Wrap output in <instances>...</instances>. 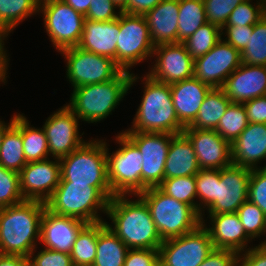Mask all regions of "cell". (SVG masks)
I'll use <instances>...</instances> for the list:
<instances>
[{"mask_svg":"<svg viewBox=\"0 0 266 266\" xmlns=\"http://www.w3.org/2000/svg\"><path fill=\"white\" fill-rule=\"evenodd\" d=\"M114 195L108 202L106 226L129 249L158 250L163 243L146 203L138 196ZM113 224V225H112Z\"/></svg>","mask_w":266,"mask_h":266,"instance_id":"1","label":"cell"},{"mask_svg":"<svg viewBox=\"0 0 266 266\" xmlns=\"http://www.w3.org/2000/svg\"><path fill=\"white\" fill-rule=\"evenodd\" d=\"M46 205L36 200L0 208V254L28 258L37 249Z\"/></svg>","mask_w":266,"mask_h":266,"instance_id":"2","label":"cell"},{"mask_svg":"<svg viewBox=\"0 0 266 266\" xmlns=\"http://www.w3.org/2000/svg\"><path fill=\"white\" fill-rule=\"evenodd\" d=\"M138 79L131 71L123 70L112 80L74 88L66 106L82 121L100 122L112 114Z\"/></svg>","mask_w":266,"mask_h":266,"instance_id":"3","label":"cell"},{"mask_svg":"<svg viewBox=\"0 0 266 266\" xmlns=\"http://www.w3.org/2000/svg\"><path fill=\"white\" fill-rule=\"evenodd\" d=\"M144 94L132 127L122 132H151L181 134L185 127L179 122L171 96L169 84L160 83L148 74L142 79Z\"/></svg>","mask_w":266,"mask_h":266,"instance_id":"4","label":"cell"},{"mask_svg":"<svg viewBox=\"0 0 266 266\" xmlns=\"http://www.w3.org/2000/svg\"><path fill=\"white\" fill-rule=\"evenodd\" d=\"M113 196L110 187L59 182L45 205L55 214L74 217L87 224H93L104 221L98 211L106 213L108 202Z\"/></svg>","mask_w":266,"mask_h":266,"instance_id":"5","label":"cell"},{"mask_svg":"<svg viewBox=\"0 0 266 266\" xmlns=\"http://www.w3.org/2000/svg\"><path fill=\"white\" fill-rule=\"evenodd\" d=\"M149 208L162 241L182 236L195 230L201 215L191 206L164 193L159 187H150L138 194Z\"/></svg>","mask_w":266,"mask_h":266,"instance_id":"6","label":"cell"},{"mask_svg":"<svg viewBox=\"0 0 266 266\" xmlns=\"http://www.w3.org/2000/svg\"><path fill=\"white\" fill-rule=\"evenodd\" d=\"M60 182L110 187L108 180L106 142L86 141L80 148L60 159Z\"/></svg>","mask_w":266,"mask_h":266,"instance_id":"7","label":"cell"},{"mask_svg":"<svg viewBox=\"0 0 266 266\" xmlns=\"http://www.w3.org/2000/svg\"><path fill=\"white\" fill-rule=\"evenodd\" d=\"M115 138L121 147L112 154L106 143L108 180L112 194L138 195L142 192V155L123 132L120 131Z\"/></svg>","mask_w":266,"mask_h":266,"instance_id":"8","label":"cell"},{"mask_svg":"<svg viewBox=\"0 0 266 266\" xmlns=\"http://www.w3.org/2000/svg\"><path fill=\"white\" fill-rule=\"evenodd\" d=\"M119 30L120 34L116 44V63L123 70L129 71L135 64L153 58L155 46L151 41L149 27L144 15L121 12Z\"/></svg>","mask_w":266,"mask_h":266,"instance_id":"9","label":"cell"},{"mask_svg":"<svg viewBox=\"0 0 266 266\" xmlns=\"http://www.w3.org/2000/svg\"><path fill=\"white\" fill-rule=\"evenodd\" d=\"M38 13H42L46 32L58 52L79 44L85 20L83 14L63 0L40 1Z\"/></svg>","mask_w":266,"mask_h":266,"instance_id":"10","label":"cell"},{"mask_svg":"<svg viewBox=\"0 0 266 266\" xmlns=\"http://www.w3.org/2000/svg\"><path fill=\"white\" fill-rule=\"evenodd\" d=\"M60 53L67 61L66 75L73 89L112 80L123 71L115 60L77 46L64 49Z\"/></svg>","mask_w":266,"mask_h":266,"instance_id":"11","label":"cell"},{"mask_svg":"<svg viewBox=\"0 0 266 266\" xmlns=\"http://www.w3.org/2000/svg\"><path fill=\"white\" fill-rule=\"evenodd\" d=\"M208 230L200 224L182 236L163 241L159 247L161 266H199L213 251Z\"/></svg>","mask_w":266,"mask_h":266,"instance_id":"12","label":"cell"},{"mask_svg":"<svg viewBox=\"0 0 266 266\" xmlns=\"http://www.w3.org/2000/svg\"><path fill=\"white\" fill-rule=\"evenodd\" d=\"M139 149L142 158V192L158 187L164 179V167L174 134L123 132Z\"/></svg>","mask_w":266,"mask_h":266,"instance_id":"13","label":"cell"},{"mask_svg":"<svg viewBox=\"0 0 266 266\" xmlns=\"http://www.w3.org/2000/svg\"><path fill=\"white\" fill-rule=\"evenodd\" d=\"M223 39L194 60V77L211 88H222L225 80L242 64L241 52Z\"/></svg>","mask_w":266,"mask_h":266,"instance_id":"14","label":"cell"},{"mask_svg":"<svg viewBox=\"0 0 266 266\" xmlns=\"http://www.w3.org/2000/svg\"><path fill=\"white\" fill-rule=\"evenodd\" d=\"M78 127L79 118L66 105L47 118L42 128L51 157L61 159L86 142L79 135Z\"/></svg>","mask_w":266,"mask_h":266,"instance_id":"15","label":"cell"},{"mask_svg":"<svg viewBox=\"0 0 266 266\" xmlns=\"http://www.w3.org/2000/svg\"><path fill=\"white\" fill-rule=\"evenodd\" d=\"M155 64L147 73L152 79L173 84L194 77V59L183 43L155 46Z\"/></svg>","mask_w":266,"mask_h":266,"instance_id":"16","label":"cell"},{"mask_svg":"<svg viewBox=\"0 0 266 266\" xmlns=\"http://www.w3.org/2000/svg\"><path fill=\"white\" fill-rule=\"evenodd\" d=\"M251 169L231 164L220 169V183H217L216 201L207 209L209 215L237 213L248 200V186Z\"/></svg>","mask_w":266,"mask_h":266,"instance_id":"17","label":"cell"},{"mask_svg":"<svg viewBox=\"0 0 266 266\" xmlns=\"http://www.w3.org/2000/svg\"><path fill=\"white\" fill-rule=\"evenodd\" d=\"M53 160L29 162L19 172L20 192L24 200L45 203L51 197L61 178L60 159Z\"/></svg>","mask_w":266,"mask_h":266,"instance_id":"18","label":"cell"},{"mask_svg":"<svg viewBox=\"0 0 266 266\" xmlns=\"http://www.w3.org/2000/svg\"><path fill=\"white\" fill-rule=\"evenodd\" d=\"M192 143L200 169H222L232 164L231 144L216 130L185 127L182 132Z\"/></svg>","mask_w":266,"mask_h":266,"instance_id":"19","label":"cell"},{"mask_svg":"<svg viewBox=\"0 0 266 266\" xmlns=\"http://www.w3.org/2000/svg\"><path fill=\"white\" fill-rule=\"evenodd\" d=\"M87 225L74 217L58 215L46 207L40 224L39 243L44 248L70 254L77 235Z\"/></svg>","mask_w":266,"mask_h":266,"instance_id":"20","label":"cell"},{"mask_svg":"<svg viewBox=\"0 0 266 266\" xmlns=\"http://www.w3.org/2000/svg\"><path fill=\"white\" fill-rule=\"evenodd\" d=\"M231 103H244L266 95V66L241 64L222 86Z\"/></svg>","mask_w":266,"mask_h":266,"instance_id":"21","label":"cell"},{"mask_svg":"<svg viewBox=\"0 0 266 266\" xmlns=\"http://www.w3.org/2000/svg\"><path fill=\"white\" fill-rule=\"evenodd\" d=\"M208 217L212 227H207L205 220L201 221L208 230L215 249H229L238 254L249 249L248 242L252 239L246 234L237 213H220Z\"/></svg>","mask_w":266,"mask_h":266,"instance_id":"22","label":"cell"},{"mask_svg":"<svg viewBox=\"0 0 266 266\" xmlns=\"http://www.w3.org/2000/svg\"><path fill=\"white\" fill-rule=\"evenodd\" d=\"M232 164L249 169L258 167L266 160V124L249 123L238 138L231 144Z\"/></svg>","mask_w":266,"mask_h":266,"instance_id":"23","label":"cell"},{"mask_svg":"<svg viewBox=\"0 0 266 266\" xmlns=\"http://www.w3.org/2000/svg\"><path fill=\"white\" fill-rule=\"evenodd\" d=\"M170 89L176 116L187 127L195 120L211 87L192 77L170 84Z\"/></svg>","mask_w":266,"mask_h":266,"instance_id":"24","label":"cell"},{"mask_svg":"<svg viewBox=\"0 0 266 266\" xmlns=\"http://www.w3.org/2000/svg\"><path fill=\"white\" fill-rule=\"evenodd\" d=\"M119 34V17L104 22L85 19L77 47L116 61V44Z\"/></svg>","mask_w":266,"mask_h":266,"instance_id":"25","label":"cell"},{"mask_svg":"<svg viewBox=\"0 0 266 266\" xmlns=\"http://www.w3.org/2000/svg\"><path fill=\"white\" fill-rule=\"evenodd\" d=\"M144 17L154 46L178 43L179 0H162Z\"/></svg>","mask_w":266,"mask_h":266,"instance_id":"26","label":"cell"},{"mask_svg":"<svg viewBox=\"0 0 266 266\" xmlns=\"http://www.w3.org/2000/svg\"><path fill=\"white\" fill-rule=\"evenodd\" d=\"M200 170L190 140L183 134L174 135L164 167V179L196 175Z\"/></svg>","mask_w":266,"mask_h":266,"instance_id":"27","label":"cell"},{"mask_svg":"<svg viewBox=\"0 0 266 266\" xmlns=\"http://www.w3.org/2000/svg\"><path fill=\"white\" fill-rule=\"evenodd\" d=\"M129 248L106 226L98 222L96 257L92 266H124Z\"/></svg>","mask_w":266,"mask_h":266,"instance_id":"28","label":"cell"},{"mask_svg":"<svg viewBox=\"0 0 266 266\" xmlns=\"http://www.w3.org/2000/svg\"><path fill=\"white\" fill-rule=\"evenodd\" d=\"M27 164L22 142V114L14 113V124L6 131L0 148V165L20 172Z\"/></svg>","mask_w":266,"mask_h":266,"instance_id":"29","label":"cell"},{"mask_svg":"<svg viewBox=\"0 0 266 266\" xmlns=\"http://www.w3.org/2000/svg\"><path fill=\"white\" fill-rule=\"evenodd\" d=\"M231 100L222 88H211L199 108L195 120L187 127L200 130H215Z\"/></svg>","mask_w":266,"mask_h":266,"instance_id":"30","label":"cell"},{"mask_svg":"<svg viewBox=\"0 0 266 266\" xmlns=\"http://www.w3.org/2000/svg\"><path fill=\"white\" fill-rule=\"evenodd\" d=\"M206 23L203 0H179L178 43H183Z\"/></svg>","mask_w":266,"mask_h":266,"instance_id":"31","label":"cell"},{"mask_svg":"<svg viewBox=\"0 0 266 266\" xmlns=\"http://www.w3.org/2000/svg\"><path fill=\"white\" fill-rule=\"evenodd\" d=\"M38 11V0H0V28L9 34L25 18L38 14Z\"/></svg>","mask_w":266,"mask_h":266,"instance_id":"32","label":"cell"},{"mask_svg":"<svg viewBox=\"0 0 266 266\" xmlns=\"http://www.w3.org/2000/svg\"><path fill=\"white\" fill-rule=\"evenodd\" d=\"M98 223L87 224L77 235L70 253L73 266H92L96 257Z\"/></svg>","mask_w":266,"mask_h":266,"instance_id":"33","label":"cell"},{"mask_svg":"<svg viewBox=\"0 0 266 266\" xmlns=\"http://www.w3.org/2000/svg\"><path fill=\"white\" fill-rule=\"evenodd\" d=\"M22 114V142L27 163L49 159V150L44 129L30 127Z\"/></svg>","mask_w":266,"mask_h":266,"instance_id":"34","label":"cell"},{"mask_svg":"<svg viewBox=\"0 0 266 266\" xmlns=\"http://www.w3.org/2000/svg\"><path fill=\"white\" fill-rule=\"evenodd\" d=\"M248 124L243 103H230L215 130L224 140L233 144Z\"/></svg>","mask_w":266,"mask_h":266,"instance_id":"35","label":"cell"},{"mask_svg":"<svg viewBox=\"0 0 266 266\" xmlns=\"http://www.w3.org/2000/svg\"><path fill=\"white\" fill-rule=\"evenodd\" d=\"M242 64L266 66V15L253 25L248 44L241 51Z\"/></svg>","mask_w":266,"mask_h":266,"instance_id":"36","label":"cell"},{"mask_svg":"<svg viewBox=\"0 0 266 266\" xmlns=\"http://www.w3.org/2000/svg\"><path fill=\"white\" fill-rule=\"evenodd\" d=\"M221 29L210 23L199 27L183 44L187 52L195 60L208 53L222 38Z\"/></svg>","mask_w":266,"mask_h":266,"instance_id":"37","label":"cell"},{"mask_svg":"<svg viewBox=\"0 0 266 266\" xmlns=\"http://www.w3.org/2000/svg\"><path fill=\"white\" fill-rule=\"evenodd\" d=\"M195 177L197 199L199 197L200 201L197 203V212L201 215V220H204L205 212L203 211L216 201L217 183H220V170L200 169Z\"/></svg>","mask_w":266,"mask_h":266,"instance_id":"38","label":"cell"},{"mask_svg":"<svg viewBox=\"0 0 266 266\" xmlns=\"http://www.w3.org/2000/svg\"><path fill=\"white\" fill-rule=\"evenodd\" d=\"M164 193L172 198L191 205L197 211L196 193V177L185 176L163 179V182L158 186Z\"/></svg>","mask_w":266,"mask_h":266,"instance_id":"39","label":"cell"},{"mask_svg":"<svg viewBox=\"0 0 266 266\" xmlns=\"http://www.w3.org/2000/svg\"><path fill=\"white\" fill-rule=\"evenodd\" d=\"M241 224L246 234L251 238L261 237L266 234V215L250 200H246L237 210Z\"/></svg>","mask_w":266,"mask_h":266,"instance_id":"40","label":"cell"},{"mask_svg":"<svg viewBox=\"0 0 266 266\" xmlns=\"http://www.w3.org/2000/svg\"><path fill=\"white\" fill-rule=\"evenodd\" d=\"M252 0L238 4L231 12L225 26H253L266 15V0H258L256 5Z\"/></svg>","mask_w":266,"mask_h":266,"instance_id":"41","label":"cell"},{"mask_svg":"<svg viewBox=\"0 0 266 266\" xmlns=\"http://www.w3.org/2000/svg\"><path fill=\"white\" fill-rule=\"evenodd\" d=\"M24 201L20 192L19 173L0 165V208Z\"/></svg>","mask_w":266,"mask_h":266,"instance_id":"42","label":"cell"},{"mask_svg":"<svg viewBox=\"0 0 266 266\" xmlns=\"http://www.w3.org/2000/svg\"><path fill=\"white\" fill-rule=\"evenodd\" d=\"M207 23L214 24L222 29L231 12L245 0H203Z\"/></svg>","mask_w":266,"mask_h":266,"instance_id":"43","label":"cell"},{"mask_svg":"<svg viewBox=\"0 0 266 266\" xmlns=\"http://www.w3.org/2000/svg\"><path fill=\"white\" fill-rule=\"evenodd\" d=\"M248 200L257 205L266 215V168L251 170Z\"/></svg>","mask_w":266,"mask_h":266,"instance_id":"44","label":"cell"},{"mask_svg":"<svg viewBox=\"0 0 266 266\" xmlns=\"http://www.w3.org/2000/svg\"><path fill=\"white\" fill-rule=\"evenodd\" d=\"M35 251L28 256V266H73L70 254L47 248L40 249L36 255Z\"/></svg>","mask_w":266,"mask_h":266,"instance_id":"45","label":"cell"},{"mask_svg":"<svg viewBox=\"0 0 266 266\" xmlns=\"http://www.w3.org/2000/svg\"><path fill=\"white\" fill-rule=\"evenodd\" d=\"M116 8L113 0H91L85 19L99 22L115 20L121 13L120 10L115 12Z\"/></svg>","mask_w":266,"mask_h":266,"instance_id":"46","label":"cell"},{"mask_svg":"<svg viewBox=\"0 0 266 266\" xmlns=\"http://www.w3.org/2000/svg\"><path fill=\"white\" fill-rule=\"evenodd\" d=\"M221 31L223 37L225 34L227 36L224 41L241 52L248 44L253 33V26H224Z\"/></svg>","mask_w":266,"mask_h":266,"instance_id":"47","label":"cell"},{"mask_svg":"<svg viewBox=\"0 0 266 266\" xmlns=\"http://www.w3.org/2000/svg\"><path fill=\"white\" fill-rule=\"evenodd\" d=\"M159 264V250L129 249L124 266H157Z\"/></svg>","mask_w":266,"mask_h":266,"instance_id":"48","label":"cell"},{"mask_svg":"<svg viewBox=\"0 0 266 266\" xmlns=\"http://www.w3.org/2000/svg\"><path fill=\"white\" fill-rule=\"evenodd\" d=\"M199 266H239V254L229 249H213Z\"/></svg>","mask_w":266,"mask_h":266,"instance_id":"49","label":"cell"},{"mask_svg":"<svg viewBox=\"0 0 266 266\" xmlns=\"http://www.w3.org/2000/svg\"><path fill=\"white\" fill-rule=\"evenodd\" d=\"M249 123L266 124V95L243 103Z\"/></svg>","mask_w":266,"mask_h":266,"instance_id":"50","label":"cell"},{"mask_svg":"<svg viewBox=\"0 0 266 266\" xmlns=\"http://www.w3.org/2000/svg\"><path fill=\"white\" fill-rule=\"evenodd\" d=\"M241 254H239V266H266V244L251 246Z\"/></svg>","mask_w":266,"mask_h":266,"instance_id":"51","label":"cell"},{"mask_svg":"<svg viewBox=\"0 0 266 266\" xmlns=\"http://www.w3.org/2000/svg\"><path fill=\"white\" fill-rule=\"evenodd\" d=\"M162 0H128L125 13L133 15H145Z\"/></svg>","mask_w":266,"mask_h":266,"instance_id":"52","label":"cell"},{"mask_svg":"<svg viewBox=\"0 0 266 266\" xmlns=\"http://www.w3.org/2000/svg\"><path fill=\"white\" fill-rule=\"evenodd\" d=\"M9 34L2 28H0V83L2 82L3 84L6 83V76L7 70H8V57L7 53L5 51V46H4V40L7 38Z\"/></svg>","mask_w":266,"mask_h":266,"instance_id":"53","label":"cell"},{"mask_svg":"<svg viewBox=\"0 0 266 266\" xmlns=\"http://www.w3.org/2000/svg\"><path fill=\"white\" fill-rule=\"evenodd\" d=\"M0 266H28V258L18 255L0 254Z\"/></svg>","mask_w":266,"mask_h":266,"instance_id":"54","label":"cell"},{"mask_svg":"<svg viewBox=\"0 0 266 266\" xmlns=\"http://www.w3.org/2000/svg\"><path fill=\"white\" fill-rule=\"evenodd\" d=\"M69 6H71L75 11L83 14L84 16L87 14L89 10V5L91 0H63Z\"/></svg>","mask_w":266,"mask_h":266,"instance_id":"55","label":"cell"},{"mask_svg":"<svg viewBox=\"0 0 266 266\" xmlns=\"http://www.w3.org/2000/svg\"><path fill=\"white\" fill-rule=\"evenodd\" d=\"M14 124V115L13 117L10 119V122L7 124L5 123L4 121H1L0 119V148H1V145H2V140H3V137L6 133V131Z\"/></svg>","mask_w":266,"mask_h":266,"instance_id":"56","label":"cell"},{"mask_svg":"<svg viewBox=\"0 0 266 266\" xmlns=\"http://www.w3.org/2000/svg\"><path fill=\"white\" fill-rule=\"evenodd\" d=\"M113 2L121 12H125L127 10L128 0H113Z\"/></svg>","mask_w":266,"mask_h":266,"instance_id":"57","label":"cell"},{"mask_svg":"<svg viewBox=\"0 0 266 266\" xmlns=\"http://www.w3.org/2000/svg\"><path fill=\"white\" fill-rule=\"evenodd\" d=\"M261 244H266V240L264 239V241H261Z\"/></svg>","mask_w":266,"mask_h":266,"instance_id":"58","label":"cell"}]
</instances>
